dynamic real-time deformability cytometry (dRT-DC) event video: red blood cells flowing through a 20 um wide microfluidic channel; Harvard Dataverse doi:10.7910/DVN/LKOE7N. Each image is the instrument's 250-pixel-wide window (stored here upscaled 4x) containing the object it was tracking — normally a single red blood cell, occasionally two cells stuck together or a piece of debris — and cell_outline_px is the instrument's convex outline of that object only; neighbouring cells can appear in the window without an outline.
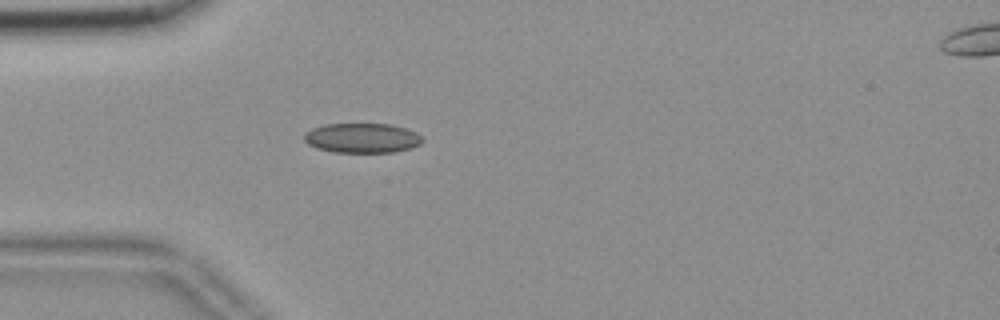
{"species": "common noctule bat (a hibernating species)", "species_latin": "Nyctalus noctula", "temperature_condition": "room temperature", "stored_images_in_passage": 32, "camera_frame_rate_fps": 3000, "um_per_image_px": 0.085, "animal": {"sex": "female", "body_mass_g": 18.4}, "frame": {"image": 1, "passage_image": 1, "time_ms": 0.0, "image_size_px": [1000, 320], "cell_outline_px": [[424, 140], [420, 144], [412, 148], [392, 152], [336, 152], [316, 148], [308, 144], [304, 140], [304, 136], [312, 128], [324, 124], [388, 124], [404, 128], [416, 132]], "centroid_in_image_um": [30.79, 11.73], "position_along_channel_um": 54.2, "area_um2": 20.35}}
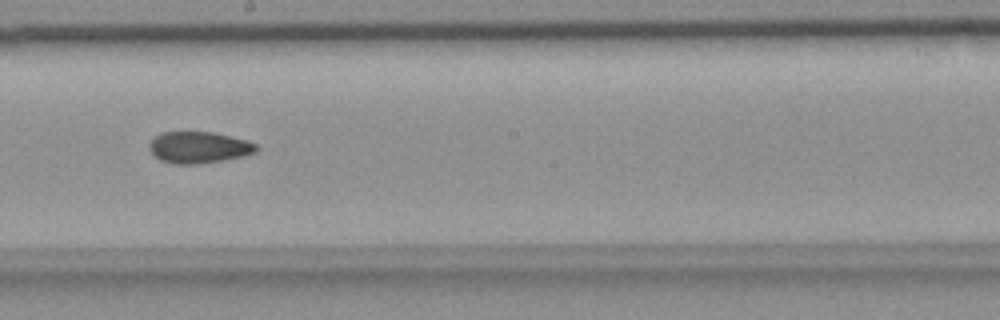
{"frame": {"image": 2, "passage_image": 16, "time_ms": 5.0, "image_size_px": [1000, 320], "cell_outline_px": [[260, 148], [256, 152], [240, 156], [220, 160], [196, 164], [176, 164], [160, 160], [148, 148], [148, 144], [160, 132], [212, 132], [244, 140], [256, 144]], "centroid_in_image_um": [16.86, 12.52], "position_along_channel_um": 231.3, "area_um2": 19.31}}
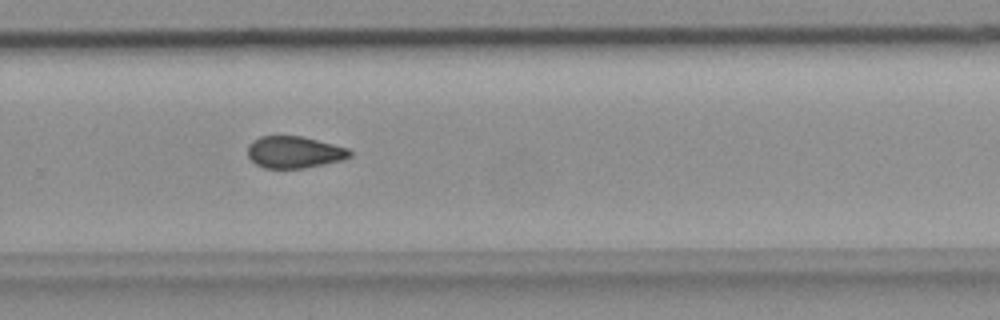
{"frame": {"image": 3, "passage_image": 22, "time_ms": 7.0, "image_size_px": [1000, 320], "cell_outline_px": [[352, 156], [344, 160], [304, 168], [264, 168], [256, 164], [248, 156], [248, 144], [252, 140], [260, 136], [304, 136], [348, 148], [352, 152]], "centroid_in_image_um": [25.03, 12.93], "position_along_channel_um": 304.8, "area_um2": 19.13}, "authors_computed_cell_mechanics": {"area_um2": 19.8254, "velocity_mm_per_s": 3.6795, "shape_relaxation_time_tau1_ms": null, "shape_relaxation_time_tau2_ms": 4.2764, "deformation_change_tau1": null, "deformation_change_tau2": 0.1054}}